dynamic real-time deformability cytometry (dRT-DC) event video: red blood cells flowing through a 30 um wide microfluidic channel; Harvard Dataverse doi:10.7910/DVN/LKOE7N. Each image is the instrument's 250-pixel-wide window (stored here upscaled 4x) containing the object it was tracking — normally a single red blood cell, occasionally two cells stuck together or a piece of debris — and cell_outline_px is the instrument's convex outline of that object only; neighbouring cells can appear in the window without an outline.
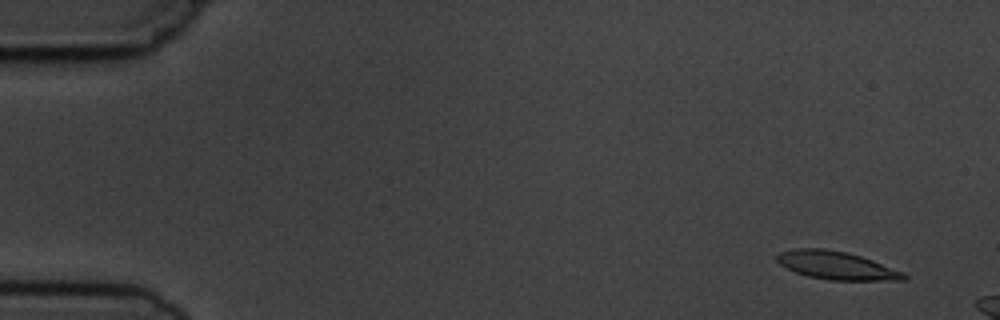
{"species": "common noctule bat (a hibernating species)", "species_latin": "Nyctalus noctula", "temperature_condition": "cold", "stored_images_in_passage": 5, "camera_frame_rate_fps": 3000, "um_per_image_px": 0.085, "animal": {"sex": "male", "body_mass_g": 19.5, "forearm_length_mm": 54.6}, "frame": {"image": 1, "passage_image": 2, "time_ms": 1.0, "image_size_px": [1000, 320], "cell_outline_px": [[908, 276], [904, 280], [828, 280], [808, 276], [796, 272], [780, 264], [776, 260], [776, 256], [780, 252], [796, 248], [824, 248], [848, 252], [872, 260], [904, 272]], "centroid_in_image_um": [71.1, 22.55], "position_along_channel_um": 13.9, "area_um2": 20.69}}